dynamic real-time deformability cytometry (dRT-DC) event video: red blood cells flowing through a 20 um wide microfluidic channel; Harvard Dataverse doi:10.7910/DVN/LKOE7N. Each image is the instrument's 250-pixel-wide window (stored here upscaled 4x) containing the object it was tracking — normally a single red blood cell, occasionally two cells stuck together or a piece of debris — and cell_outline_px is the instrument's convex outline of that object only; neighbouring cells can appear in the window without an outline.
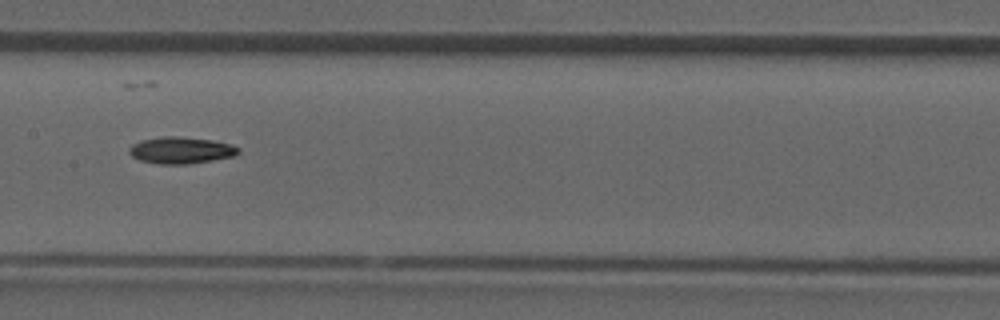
{"species": "common noctule bat (a hibernating species)", "species_latin": "Nyctalus noctula", "temperature_condition": "room temperature", "stored_images_in_passage": 38, "camera_frame_rate_fps": 3000, "um_per_image_px": 0.085, "animal": {"sex": "male", "forearm_length_mm": 52.5}, "frame": {"image": 1, "passage_image": 17, "time_ms": 5.333, "image_size_px": [1000, 320], "cell_outline_px": [[240, 152], [236, 156], [188, 164], [156, 164], [140, 160], [132, 156], [128, 152], [128, 148], [132, 144], [144, 140], [164, 136], [176, 136], [212, 140], [232, 144], [240, 148]], "centroid_in_image_um": [15.41, 12.78], "position_along_channel_um": 192.0, "area_um2": 17.05}}